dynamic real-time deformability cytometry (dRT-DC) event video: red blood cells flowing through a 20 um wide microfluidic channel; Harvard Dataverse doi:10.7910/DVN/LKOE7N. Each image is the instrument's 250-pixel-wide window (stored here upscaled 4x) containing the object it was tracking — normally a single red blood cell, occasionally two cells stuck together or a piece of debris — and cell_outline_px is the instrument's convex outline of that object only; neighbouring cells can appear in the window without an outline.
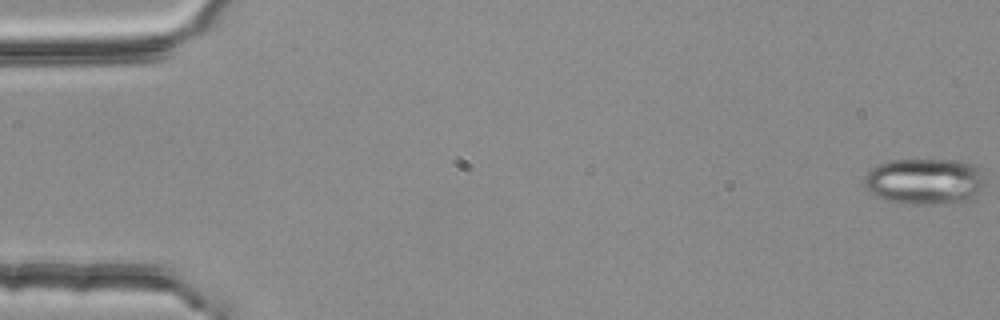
{"species": "common noctule bat (a hibernating species)", "species_latin": "Nyctalus noctula", "temperature_condition": "room temperature", "stored_images_in_passage": 55, "camera_frame_rate_fps": 3000, "um_per_image_px": 0.085, "animal": {"sex": "female", "body_mass_g": 25.1}, "frame": {"image": 1, "passage_image": 1, "time_ms": 0.0, "image_size_px": [1000, 320], "cell_outline_px": [[984, 188], [968, 204], [900, 204], [884, 200], [872, 196], [864, 184], [864, 176], [876, 164], [888, 160], [960, 160], [980, 164], [984, 184]], "centroid_in_image_um": [78.65, 15.44], "position_along_channel_um": 6.3, "area_um2": 33.93}}
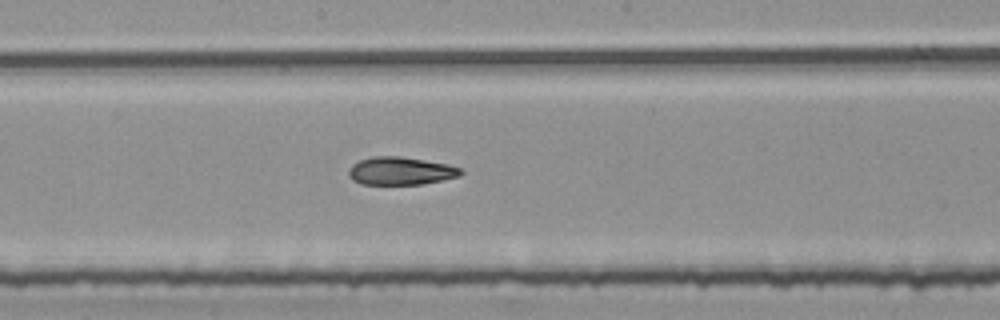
{"frame": {"image": 2, "passage_image": 30, "time_ms": 9.667, "image_size_px": [1000, 320], "cell_outline_px": [[464, 172], [460, 176], [424, 184], [360, 184], [352, 180], [348, 176], [348, 168], [352, 164], [360, 160], [372, 156], [400, 156], [448, 164], [460, 168]], "centroid_in_image_um": [34.03, 14.53], "position_along_channel_um": 214.2, "area_um2": 18.38}}
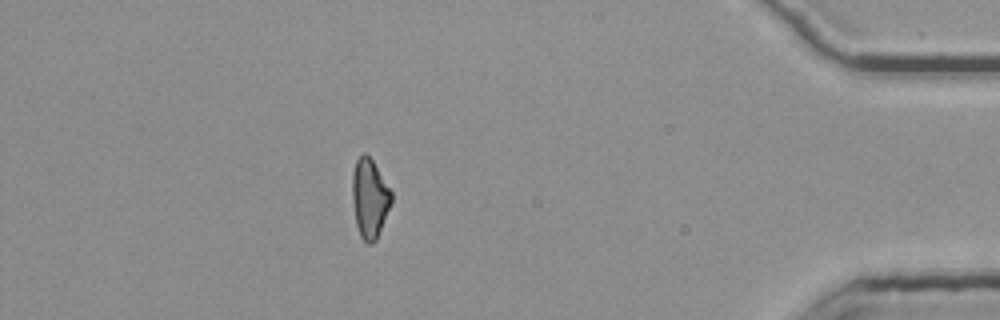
{"frame": {"image": 3, "passage_image": 49, "time_ms": 16.0, "image_size_px": [1000, 320], "cell_outline_px": [[392, 200], [376, 240], [372, 244], [368, 244], [360, 236], [356, 224], [352, 200], [352, 172], [356, 160], [364, 152], [372, 160], [392, 192]], "centroid_in_image_um": [31.4, 16.86], "position_along_channel_um": 403.8, "area_um2": 17.86}, "authors_computed_cell_mechanics": {"area_um2": 18.7272, "velocity_mm_per_s": 3.7807, "shape_relaxation_time_tau1_ms": 9.5343, "shape_relaxation_time_tau2_ms": 6.4641, "deformation_change_tau1": 0.1909, "deformation_change_tau2": 0.1464}}